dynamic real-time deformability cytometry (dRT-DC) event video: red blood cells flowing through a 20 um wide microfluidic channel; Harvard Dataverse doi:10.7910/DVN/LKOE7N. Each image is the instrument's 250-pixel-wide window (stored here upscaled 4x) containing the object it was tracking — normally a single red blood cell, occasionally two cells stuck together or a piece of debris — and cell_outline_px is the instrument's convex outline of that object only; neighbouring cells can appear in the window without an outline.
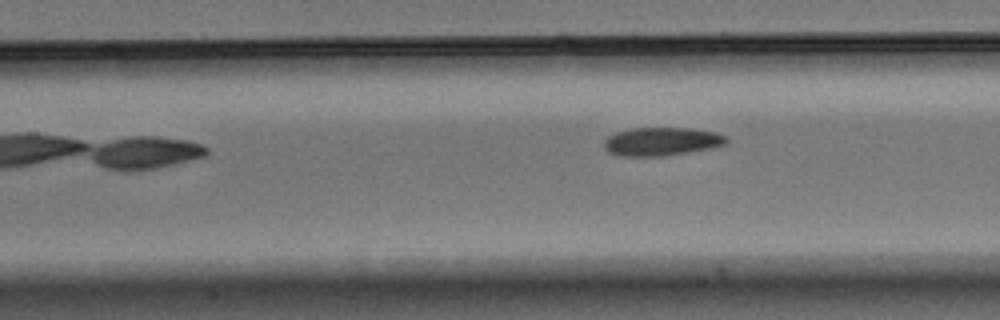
{"species": "Egyptian fruit bat (a non-hibernating species)", "species_latin": "Rousettus aegyptiacus", "temperature_condition": "warm", "stored_images_in_passage": 9, "camera_frame_rate_fps": 3000, "um_per_image_px": 0.085, "animal": {"sex": "male"}, "frame": {"image": 1, "passage_image": 7, "time_ms": 2.0, "image_size_px": [1000, 320], "cell_outline_px": [[728, 140], [724, 144], [712, 148], [664, 156], [620, 156], [608, 152], [604, 148], [604, 140], [608, 136], [616, 132], [632, 128], [692, 128], [716, 132], [724, 136]], "centroid_in_image_um": [56.21, 12.03], "position_along_channel_um": 151.2, "area_um2": 20.23}}
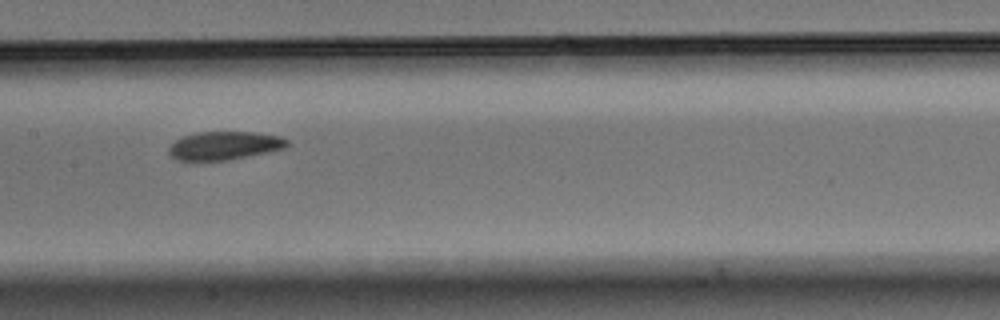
{"frame": {"image": 2, "passage_image": 8, "time_ms": 2.333, "image_size_px": [1000, 320], "cell_outline_px": [[288, 144], [284, 148], [268, 152], [228, 160], [176, 160], [168, 152], [168, 148], [176, 140], [184, 136], [196, 132], [252, 132], [280, 136], [288, 140]], "centroid_in_image_um": [19.07, 12.37], "position_along_channel_um": 188.3, "area_um2": 19.36}}
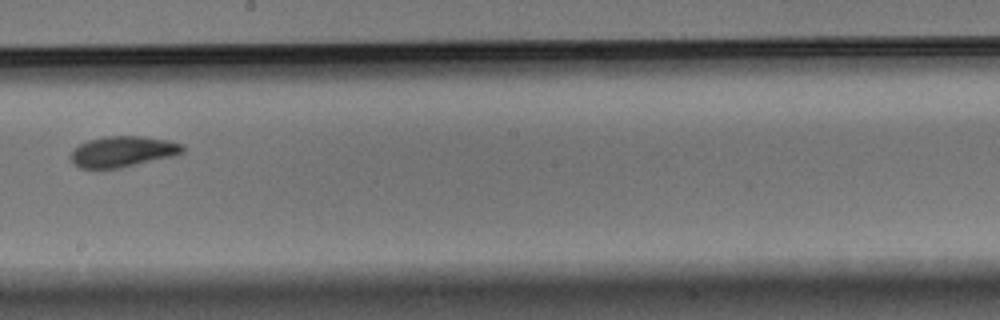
{"frame": {"image": 3, "passage_image": 9, "time_ms": 2.667, "image_size_px": [1000, 320], "cell_outline_px": [[184, 152], [172, 156], [120, 168], [80, 168], [72, 164], [68, 156], [80, 144], [88, 140], [104, 136], [144, 136], [168, 140], [184, 144]], "centroid_in_image_um": [10.42, 12.88], "position_along_channel_um": 237.8, "area_um2": 20.17}}